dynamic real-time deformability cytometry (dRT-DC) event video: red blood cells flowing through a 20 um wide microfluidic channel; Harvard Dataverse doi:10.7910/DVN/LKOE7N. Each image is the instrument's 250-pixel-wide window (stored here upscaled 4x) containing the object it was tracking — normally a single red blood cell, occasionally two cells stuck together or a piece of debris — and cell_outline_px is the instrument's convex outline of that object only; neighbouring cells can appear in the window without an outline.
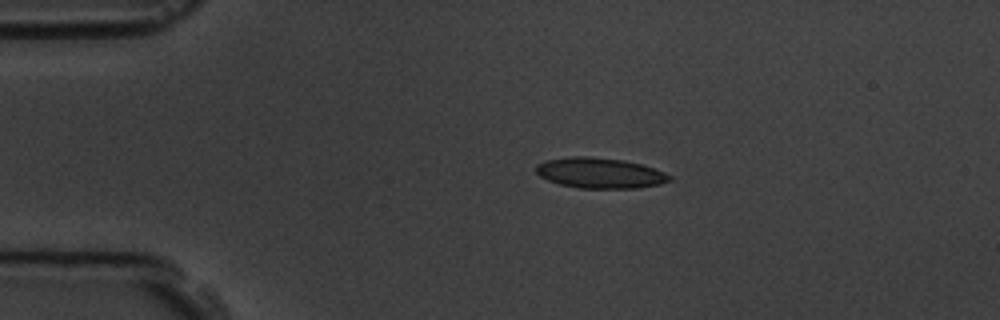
{"species": "common noctule bat (a hibernating species)", "species_latin": "Nyctalus noctula", "temperature_condition": "room temperature", "stored_images_in_passage": 9, "camera_frame_rate_fps": 3000, "um_per_image_px": 0.085, "animal": {"sex": "male", "body_mass_g": 19.5, "forearm_length_mm": 54.6}, "frame": {"image": 1, "passage_image": 1, "time_ms": 0.0, "image_size_px": [1000, 320], "cell_outline_px": [[672, 180], [660, 184], [636, 188], [580, 188], [560, 184], [548, 180], [540, 176], [536, 172], [536, 164], [548, 160], [572, 156], [588, 156], [624, 160], [640, 164], [664, 172], [672, 176]], "centroid_in_image_um": [51.0, 14.7], "position_along_channel_um": 34.0, "area_um2": 23.58}}
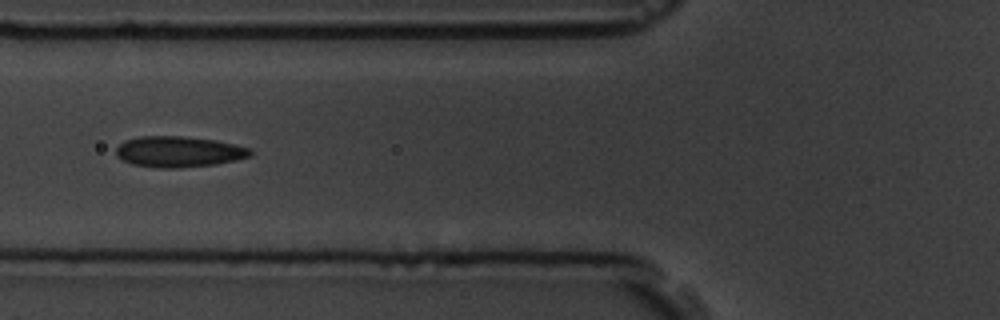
{"frame": {"image": 2, "passage_image": 4, "time_ms": 3.333, "image_size_px": [1000, 320], "cell_outline_px": [[252, 156], [236, 160], [216, 164], [180, 168], [156, 168], [132, 164], [120, 160], [116, 156], [116, 148], [124, 140], [140, 136], [180, 136], [216, 140], [248, 148], [252, 152]], "centroid_in_image_um": [15.15, 12.9], "position_along_channel_um": 110.7, "area_um2": 24.28}}
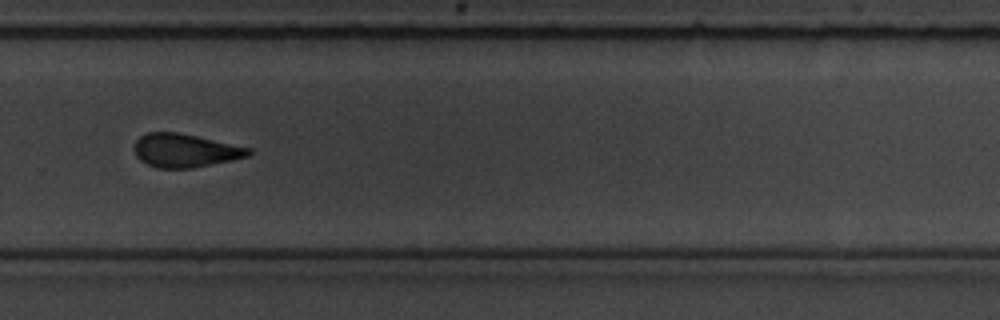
{"frame": {"image": 3, "passage_image": 9, "time_ms": 9.0, "image_size_px": [1000, 320], "cell_outline_px": [[252, 152], [248, 156], [232, 160], [192, 168], [156, 168], [140, 160], [136, 156], [132, 148], [136, 140], [140, 136], [148, 132], [176, 132], [196, 136], [252, 148]], "centroid_in_image_um": [15.7, 12.79], "position_along_channel_um": 314.1, "area_um2": 22.31}}